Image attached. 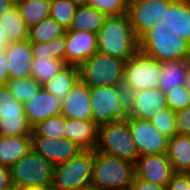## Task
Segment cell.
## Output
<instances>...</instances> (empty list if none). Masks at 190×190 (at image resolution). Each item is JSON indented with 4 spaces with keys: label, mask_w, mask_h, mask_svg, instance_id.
<instances>
[{
    "label": "cell",
    "mask_w": 190,
    "mask_h": 190,
    "mask_svg": "<svg viewBox=\"0 0 190 190\" xmlns=\"http://www.w3.org/2000/svg\"><path fill=\"white\" fill-rule=\"evenodd\" d=\"M98 52L128 61L138 51L128 14L107 16L97 33Z\"/></svg>",
    "instance_id": "obj_1"
},
{
    "label": "cell",
    "mask_w": 190,
    "mask_h": 190,
    "mask_svg": "<svg viewBox=\"0 0 190 190\" xmlns=\"http://www.w3.org/2000/svg\"><path fill=\"white\" fill-rule=\"evenodd\" d=\"M138 50L159 62L190 59V42L158 23L138 39Z\"/></svg>",
    "instance_id": "obj_2"
},
{
    "label": "cell",
    "mask_w": 190,
    "mask_h": 190,
    "mask_svg": "<svg viewBox=\"0 0 190 190\" xmlns=\"http://www.w3.org/2000/svg\"><path fill=\"white\" fill-rule=\"evenodd\" d=\"M135 164L94 150L91 186L98 190H130Z\"/></svg>",
    "instance_id": "obj_3"
},
{
    "label": "cell",
    "mask_w": 190,
    "mask_h": 190,
    "mask_svg": "<svg viewBox=\"0 0 190 190\" xmlns=\"http://www.w3.org/2000/svg\"><path fill=\"white\" fill-rule=\"evenodd\" d=\"M125 62L97 51L78 66L80 81L89 88L123 86Z\"/></svg>",
    "instance_id": "obj_4"
},
{
    "label": "cell",
    "mask_w": 190,
    "mask_h": 190,
    "mask_svg": "<svg viewBox=\"0 0 190 190\" xmlns=\"http://www.w3.org/2000/svg\"><path fill=\"white\" fill-rule=\"evenodd\" d=\"M93 121L98 125L129 118L127 94L123 86L90 88Z\"/></svg>",
    "instance_id": "obj_5"
},
{
    "label": "cell",
    "mask_w": 190,
    "mask_h": 190,
    "mask_svg": "<svg viewBox=\"0 0 190 190\" xmlns=\"http://www.w3.org/2000/svg\"><path fill=\"white\" fill-rule=\"evenodd\" d=\"M95 151L118 157L133 164L139 154L132 139L129 123L126 120L100 125Z\"/></svg>",
    "instance_id": "obj_6"
},
{
    "label": "cell",
    "mask_w": 190,
    "mask_h": 190,
    "mask_svg": "<svg viewBox=\"0 0 190 190\" xmlns=\"http://www.w3.org/2000/svg\"><path fill=\"white\" fill-rule=\"evenodd\" d=\"M94 150H83L54 167L52 190H80L91 186Z\"/></svg>",
    "instance_id": "obj_7"
},
{
    "label": "cell",
    "mask_w": 190,
    "mask_h": 190,
    "mask_svg": "<svg viewBox=\"0 0 190 190\" xmlns=\"http://www.w3.org/2000/svg\"><path fill=\"white\" fill-rule=\"evenodd\" d=\"M54 165L32 149L10 170L11 183L20 188L23 186H52Z\"/></svg>",
    "instance_id": "obj_8"
},
{
    "label": "cell",
    "mask_w": 190,
    "mask_h": 190,
    "mask_svg": "<svg viewBox=\"0 0 190 190\" xmlns=\"http://www.w3.org/2000/svg\"><path fill=\"white\" fill-rule=\"evenodd\" d=\"M161 62L137 51L124 67L123 87L126 93L158 88Z\"/></svg>",
    "instance_id": "obj_9"
},
{
    "label": "cell",
    "mask_w": 190,
    "mask_h": 190,
    "mask_svg": "<svg viewBox=\"0 0 190 190\" xmlns=\"http://www.w3.org/2000/svg\"><path fill=\"white\" fill-rule=\"evenodd\" d=\"M173 0H130L128 16L134 32L139 39L146 31L161 21L165 9Z\"/></svg>",
    "instance_id": "obj_10"
},
{
    "label": "cell",
    "mask_w": 190,
    "mask_h": 190,
    "mask_svg": "<svg viewBox=\"0 0 190 190\" xmlns=\"http://www.w3.org/2000/svg\"><path fill=\"white\" fill-rule=\"evenodd\" d=\"M126 121L139 155L167 153L169 138L155 129L149 120L129 117Z\"/></svg>",
    "instance_id": "obj_11"
},
{
    "label": "cell",
    "mask_w": 190,
    "mask_h": 190,
    "mask_svg": "<svg viewBox=\"0 0 190 190\" xmlns=\"http://www.w3.org/2000/svg\"><path fill=\"white\" fill-rule=\"evenodd\" d=\"M126 94L129 117L150 120L158 112L168 108L166 95L159 88Z\"/></svg>",
    "instance_id": "obj_12"
},
{
    "label": "cell",
    "mask_w": 190,
    "mask_h": 190,
    "mask_svg": "<svg viewBox=\"0 0 190 190\" xmlns=\"http://www.w3.org/2000/svg\"><path fill=\"white\" fill-rule=\"evenodd\" d=\"M31 147L54 166L67 162L84 150L66 138L54 139L44 136H31Z\"/></svg>",
    "instance_id": "obj_13"
},
{
    "label": "cell",
    "mask_w": 190,
    "mask_h": 190,
    "mask_svg": "<svg viewBox=\"0 0 190 190\" xmlns=\"http://www.w3.org/2000/svg\"><path fill=\"white\" fill-rule=\"evenodd\" d=\"M174 170L167 154L139 155L135 163V175L146 181L167 186Z\"/></svg>",
    "instance_id": "obj_14"
},
{
    "label": "cell",
    "mask_w": 190,
    "mask_h": 190,
    "mask_svg": "<svg viewBox=\"0 0 190 190\" xmlns=\"http://www.w3.org/2000/svg\"><path fill=\"white\" fill-rule=\"evenodd\" d=\"M65 62L79 66L98 51L97 33L77 30L65 32Z\"/></svg>",
    "instance_id": "obj_15"
},
{
    "label": "cell",
    "mask_w": 190,
    "mask_h": 190,
    "mask_svg": "<svg viewBox=\"0 0 190 190\" xmlns=\"http://www.w3.org/2000/svg\"><path fill=\"white\" fill-rule=\"evenodd\" d=\"M61 114L65 118L93 120L90 88L79 81L61 100Z\"/></svg>",
    "instance_id": "obj_16"
},
{
    "label": "cell",
    "mask_w": 190,
    "mask_h": 190,
    "mask_svg": "<svg viewBox=\"0 0 190 190\" xmlns=\"http://www.w3.org/2000/svg\"><path fill=\"white\" fill-rule=\"evenodd\" d=\"M62 102L56 96L41 88L37 94L23 104L27 120L31 127L49 117L61 114Z\"/></svg>",
    "instance_id": "obj_17"
},
{
    "label": "cell",
    "mask_w": 190,
    "mask_h": 190,
    "mask_svg": "<svg viewBox=\"0 0 190 190\" xmlns=\"http://www.w3.org/2000/svg\"><path fill=\"white\" fill-rule=\"evenodd\" d=\"M5 52L10 79L32 78L33 56L29 40L9 42Z\"/></svg>",
    "instance_id": "obj_18"
},
{
    "label": "cell",
    "mask_w": 190,
    "mask_h": 190,
    "mask_svg": "<svg viewBox=\"0 0 190 190\" xmlns=\"http://www.w3.org/2000/svg\"><path fill=\"white\" fill-rule=\"evenodd\" d=\"M158 26L169 27L190 42V0H173Z\"/></svg>",
    "instance_id": "obj_19"
},
{
    "label": "cell",
    "mask_w": 190,
    "mask_h": 190,
    "mask_svg": "<svg viewBox=\"0 0 190 190\" xmlns=\"http://www.w3.org/2000/svg\"><path fill=\"white\" fill-rule=\"evenodd\" d=\"M99 126L93 120L65 118V138L84 150H94L98 141Z\"/></svg>",
    "instance_id": "obj_20"
},
{
    "label": "cell",
    "mask_w": 190,
    "mask_h": 190,
    "mask_svg": "<svg viewBox=\"0 0 190 190\" xmlns=\"http://www.w3.org/2000/svg\"><path fill=\"white\" fill-rule=\"evenodd\" d=\"M190 59H177L161 62L158 88L167 93L179 86H185Z\"/></svg>",
    "instance_id": "obj_21"
},
{
    "label": "cell",
    "mask_w": 190,
    "mask_h": 190,
    "mask_svg": "<svg viewBox=\"0 0 190 190\" xmlns=\"http://www.w3.org/2000/svg\"><path fill=\"white\" fill-rule=\"evenodd\" d=\"M31 149V135L0 136V164L10 168Z\"/></svg>",
    "instance_id": "obj_22"
},
{
    "label": "cell",
    "mask_w": 190,
    "mask_h": 190,
    "mask_svg": "<svg viewBox=\"0 0 190 190\" xmlns=\"http://www.w3.org/2000/svg\"><path fill=\"white\" fill-rule=\"evenodd\" d=\"M167 157L176 173H190V137L175 134L168 140Z\"/></svg>",
    "instance_id": "obj_23"
},
{
    "label": "cell",
    "mask_w": 190,
    "mask_h": 190,
    "mask_svg": "<svg viewBox=\"0 0 190 190\" xmlns=\"http://www.w3.org/2000/svg\"><path fill=\"white\" fill-rule=\"evenodd\" d=\"M79 81V67L67 64L63 70L43 84L42 88L62 100Z\"/></svg>",
    "instance_id": "obj_24"
},
{
    "label": "cell",
    "mask_w": 190,
    "mask_h": 190,
    "mask_svg": "<svg viewBox=\"0 0 190 190\" xmlns=\"http://www.w3.org/2000/svg\"><path fill=\"white\" fill-rule=\"evenodd\" d=\"M0 24L9 42L28 40L29 28L15 4L0 15Z\"/></svg>",
    "instance_id": "obj_25"
},
{
    "label": "cell",
    "mask_w": 190,
    "mask_h": 190,
    "mask_svg": "<svg viewBox=\"0 0 190 190\" xmlns=\"http://www.w3.org/2000/svg\"><path fill=\"white\" fill-rule=\"evenodd\" d=\"M107 16L95 7L79 6L76 9L72 24L67 30L98 33Z\"/></svg>",
    "instance_id": "obj_26"
},
{
    "label": "cell",
    "mask_w": 190,
    "mask_h": 190,
    "mask_svg": "<svg viewBox=\"0 0 190 190\" xmlns=\"http://www.w3.org/2000/svg\"><path fill=\"white\" fill-rule=\"evenodd\" d=\"M15 5L29 29L50 17V0H18Z\"/></svg>",
    "instance_id": "obj_27"
},
{
    "label": "cell",
    "mask_w": 190,
    "mask_h": 190,
    "mask_svg": "<svg viewBox=\"0 0 190 190\" xmlns=\"http://www.w3.org/2000/svg\"><path fill=\"white\" fill-rule=\"evenodd\" d=\"M65 32L66 29L55 19L47 17L29 29L28 40L30 42L47 43L64 35Z\"/></svg>",
    "instance_id": "obj_28"
},
{
    "label": "cell",
    "mask_w": 190,
    "mask_h": 190,
    "mask_svg": "<svg viewBox=\"0 0 190 190\" xmlns=\"http://www.w3.org/2000/svg\"><path fill=\"white\" fill-rule=\"evenodd\" d=\"M32 78L41 85L58 74L67 63L60 59L38 58L32 60Z\"/></svg>",
    "instance_id": "obj_29"
},
{
    "label": "cell",
    "mask_w": 190,
    "mask_h": 190,
    "mask_svg": "<svg viewBox=\"0 0 190 190\" xmlns=\"http://www.w3.org/2000/svg\"><path fill=\"white\" fill-rule=\"evenodd\" d=\"M33 59L49 58L65 61V34L47 43L30 42Z\"/></svg>",
    "instance_id": "obj_30"
},
{
    "label": "cell",
    "mask_w": 190,
    "mask_h": 190,
    "mask_svg": "<svg viewBox=\"0 0 190 190\" xmlns=\"http://www.w3.org/2000/svg\"><path fill=\"white\" fill-rule=\"evenodd\" d=\"M26 114L0 115V136L31 135Z\"/></svg>",
    "instance_id": "obj_31"
},
{
    "label": "cell",
    "mask_w": 190,
    "mask_h": 190,
    "mask_svg": "<svg viewBox=\"0 0 190 190\" xmlns=\"http://www.w3.org/2000/svg\"><path fill=\"white\" fill-rule=\"evenodd\" d=\"M65 117L60 114L49 117L32 127L31 136H44L47 138L62 139L64 135Z\"/></svg>",
    "instance_id": "obj_32"
},
{
    "label": "cell",
    "mask_w": 190,
    "mask_h": 190,
    "mask_svg": "<svg viewBox=\"0 0 190 190\" xmlns=\"http://www.w3.org/2000/svg\"><path fill=\"white\" fill-rule=\"evenodd\" d=\"M6 86L22 104L33 98L42 88V85L33 78L10 79Z\"/></svg>",
    "instance_id": "obj_33"
},
{
    "label": "cell",
    "mask_w": 190,
    "mask_h": 190,
    "mask_svg": "<svg viewBox=\"0 0 190 190\" xmlns=\"http://www.w3.org/2000/svg\"><path fill=\"white\" fill-rule=\"evenodd\" d=\"M77 6L69 0H50V17L66 30L70 28Z\"/></svg>",
    "instance_id": "obj_34"
},
{
    "label": "cell",
    "mask_w": 190,
    "mask_h": 190,
    "mask_svg": "<svg viewBox=\"0 0 190 190\" xmlns=\"http://www.w3.org/2000/svg\"><path fill=\"white\" fill-rule=\"evenodd\" d=\"M152 126L168 138L176 134L175 111L169 107L149 120Z\"/></svg>",
    "instance_id": "obj_35"
},
{
    "label": "cell",
    "mask_w": 190,
    "mask_h": 190,
    "mask_svg": "<svg viewBox=\"0 0 190 190\" xmlns=\"http://www.w3.org/2000/svg\"><path fill=\"white\" fill-rule=\"evenodd\" d=\"M130 0H88L87 5L97 8L106 16L128 14Z\"/></svg>",
    "instance_id": "obj_36"
},
{
    "label": "cell",
    "mask_w": 190,
    "mask_h": 190,
    "mask_svg": "<svg viewBox=\"0 0 190 190\" xmlns=\"http://www.w3.org/2000/svg\"><path fill=\"white\" fill-rule=\"evenodd\" d=\"M26 114L23 104L16 99L8 87L0 86V115Z\"/></svg>",
    "instance_id": "obj_37"
},
{
    "label": "cell",
    "mask_w": 190,
    "mask_h": 190,
    "mask_svg": "<svg viewBox=\"0 0 190 190\" xmlns=\"http://www.w3.org/2000/svg\"><path fill=\"white\" fill-rule=\"evenodd\" d=\"M165 95L167 105L173 111L185 109L187 106H190V93L185 86H179L169 90Z\"/></svg>",
    "instance_id": "obj_38"
},
{
    "label": "cell",
    "mask_w": 190,
    "mask_h": 190,
    "mask_svg": "<svg viewBox=\"0 0 190 190\" xmlns=\"http://www.w3.org/2000/svg\"><path fill=\"white\" fill-rule=\"evenodd\" d=\"M176 134H190V106L185 109L175 111Z\"/></svg>",
    "instance_id": "obj_39"
},
{
    "label": "cell",
    "mask_w": 190,
    "mask_h": 190,
    "mask_svg": "<svg viewBox=\"0 0 190 190\" xmlns=\"http://www.w3.org/2000/svg\"><path fill=\"white\" fill-rule=\"evenodd\" d=\"M167 190H190V173H174L166 186Z\"/></svg>",
    "instance_id": "obj_40"
},
{
    "label": "cell",
    "mask_w": 190,
    "mask_h": 190,
    "mask_svg": "<svg viewBox=\"0 0 190 190\" xmlns=\"http://www.w3.org/2000/svg\"><path fill=\"white\" fill-rule=\"evenodd\" d=\"M130 190H167L165 186L155 182L146 181L134 175Z\"/></svg>",
    "instance_id": "obj_41"
},
{
    "label": "cell",
    "mask_w": 190,
    "mask_h": 190,
    "mask_svg": "<svg viewBox=\"0 0 190 190\" xmlns=\"http://www.w3.org/2000/svg\"><path fill=\"white\" fill-rule=\"evenodd\" d=\"M10 80L8 59L6 57L5 49H0V86L7 85Z\"/></svg>",
    "instance_id": "obj_42"
},
{
    "label": "cell",
    "mask_w": 190,
    "mask_h": 190,
    "mask_svg": "<svg viewBox=\"0 0 190 190\" xmlns=\"http://www.w3.org/2000/svg\"><path fill=\"white\" fill-rule=\"evenodd\" d=\"M11 185L9 168L0 164V190L6 189Z\"/></svg>",
    "instance_id": "obj_43"
},
{
    "label": "cell",
    "mask_w": 190,
    "mask_h": 190,
    "mask_svg": "<svg viewBox=\"0 0 190 190\" xmlns=\"http://www.w3.org/2000/svg\"><path fill=\"white\" fill-rule=\"evenodd\" d=\"M14 4H15V2H13L12 0H0V15L5 13Z\"/></svg>",
    "instance_id": "obj_44"
},
{
    "label": "cell",
    "mask_w": 190,
    "mask_h": 190,
    "mask_svg": "<svg viewBox=\"0 0 190 190\" xmlns=\"http://www.w3.org/2000/svg\"><path fill=\"white\" fill-rule=\"evenodd\" d=\"M18 190H52L51 186H40V185H32V186H23L18 188Z\"/></svg>",
    "instance_id": "obj_45"
},
{
    "label": "cell",
    "mask_w": 190,
    "mask_h": 190,
    "mask_svg": "<svg viewBox=\"0 0 190 190\" xmlns=\"http://www.w3.org/2000/svg\"><path fill=\"white\" fill-rule=\"evenodd\" d=\"M9 41L6 38L5 32L0 24V49H5L8 45Z\"/></svg>",
    "instance_id": "obj_46"
},
{
    "label": "cell",
    "mask_w": 190,
    "mask_h": 190,
    "mask_svg": "<svg viewBox=\"0 0 190 190\" xmlns=\"http://www.w3.org/2000/svg\"><path fill=\"white\" fill-rule=\"evenodd\" d=\"M71 3L76 5L77 7L79 6H86L88 3V0H69Z\"/></svg>",
    "instance_id": "obj_47"
},
{
    "label": "cell",
    "mask_w": 190,
    "mask_h": 190,
    "mask_svg": "<svg viewBox=\"0 0 190 190\" xmlns=\"http://www.w3.org/2000/svg\"><path fill=\"white\" fill-rule=\"evenodd\" d=\"M185 87H186L187 91L190 93V67H189V70H188V75H187V80H186V83H185Z\"/></svg>",
    "instance_id": "obj_48"
},
{
    "label": "cell",
    "mask_w": 190,
    "mask_h": 190,
    "mask_svg": "<svg viewBox=\"0 0 190 190\" xmlns=\"http://www.w3.org/2000/svg\"><path fill=\"white\" fill-rule=\"evenodd\" d=\"M3 190H18V187H16L15 185H11V186H9L8 188H6V189H3Z\"/></svg>",
    "instance_id": "obj_49"
},
{
    "label": "cell",
    "mask_w": 190,
    "mask_h": 190,
    "mask_svg": "<svg viewBox=\"0 0 190 190\" xmlns=\"http://www.w3.org/2000/svg\"><path fill=\"white\" fill-rule=\"evenodd\" d=\"M80 190H98V189L95 188L94 186H88V187L82 188Z\"/></svg>",
    "instance_id": "obj_50"
}]
</instances>
